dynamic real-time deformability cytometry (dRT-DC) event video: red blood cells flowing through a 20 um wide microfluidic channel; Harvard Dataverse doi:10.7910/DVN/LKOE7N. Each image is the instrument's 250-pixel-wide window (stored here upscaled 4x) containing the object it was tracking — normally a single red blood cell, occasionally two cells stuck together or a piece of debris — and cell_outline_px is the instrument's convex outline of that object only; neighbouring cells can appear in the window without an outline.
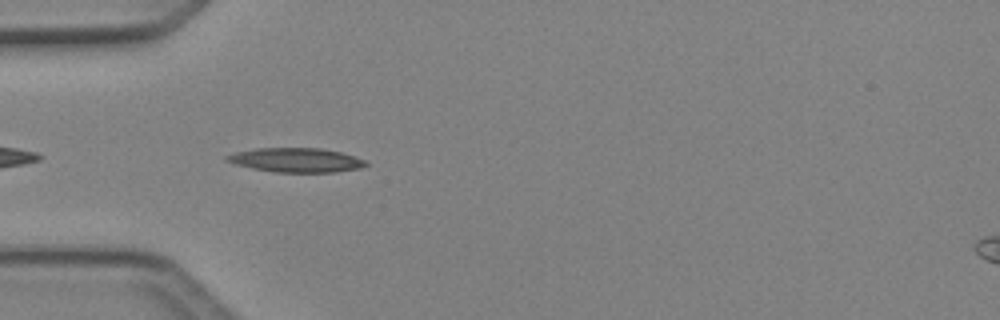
{"species": "Egyptian fruit bat (a non-hibernating species)", "species_latin": "Rousettus aegyptiacus", "temperature_condition": "cold", "stored_images_in_passage": 5, "camera_frame_rate_fps": 3000, "um_per_image_px": 0.085, "animal": {"sex": "female"}, "frame": {"image": 1, "passage_image": 3, "time_ms": 0.667, "image_size_px": [1000, 320], "cell_outline_px": [[368, 164], [360, 168], [336, 172], [276, 172], [252, 168], [236, 164], [224, 160], [224, 156], [236, 152], [256, 148], [320, 148], [340, 152], [364, 160]], "centroid_in_image_um": [25.13, 13.6], "position_along_channel_um": 59.9, "area_um2": 19.48}}
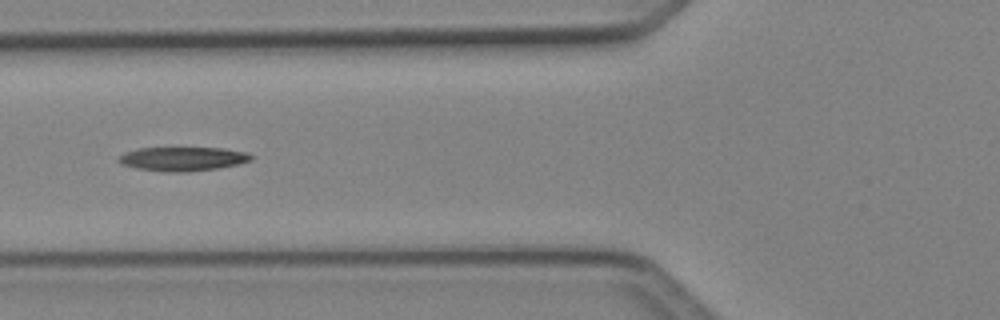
{"frame": {"image": 2, "passage_image": 4, "time_ms": 1.0, "image_size_px": [1000, 320], "cell_outline_px": [[252, 160], [236, 164], [216, 168], [184, 172], [172, 172], [136, 168], [124, 164], [116, 160], [124, 152], [136, 148], [220, 148], [248, 152], [252, 156]], "centroid_in_image_um": [15.51, 13.49], "position_along_channel_um": 110.3, "area_um2": 18.26}}
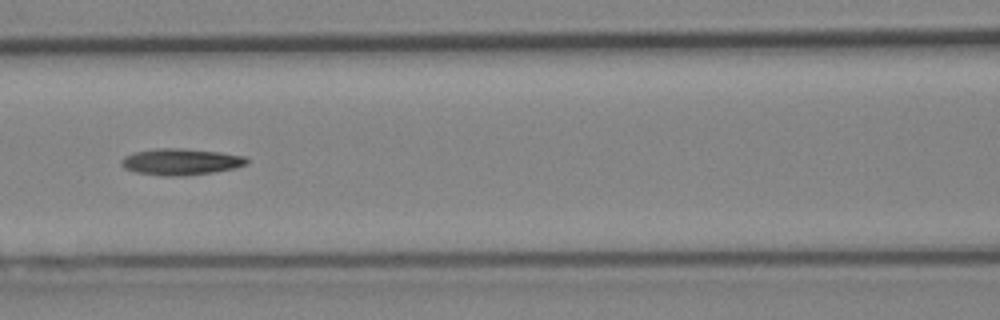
{"frame": {"image": 3, "passage_image": 5, "time_ms": 1.333, "image_size_px": [1000, 320], "cell_outline_px": [[248, 164], [236, 168], [216, 172], [184, 176], [164, 176], [136, 172], [124, 168], [120, 164], [120, 160], [124, 156], [132, 152], [156, 148], [176, 148], [220, 152], [244, 156], [248, 160]], "centroid_in_image_um": [15.35, 13.75], "position_along_channel_um": 151.2, "area_um2": 19.54}}